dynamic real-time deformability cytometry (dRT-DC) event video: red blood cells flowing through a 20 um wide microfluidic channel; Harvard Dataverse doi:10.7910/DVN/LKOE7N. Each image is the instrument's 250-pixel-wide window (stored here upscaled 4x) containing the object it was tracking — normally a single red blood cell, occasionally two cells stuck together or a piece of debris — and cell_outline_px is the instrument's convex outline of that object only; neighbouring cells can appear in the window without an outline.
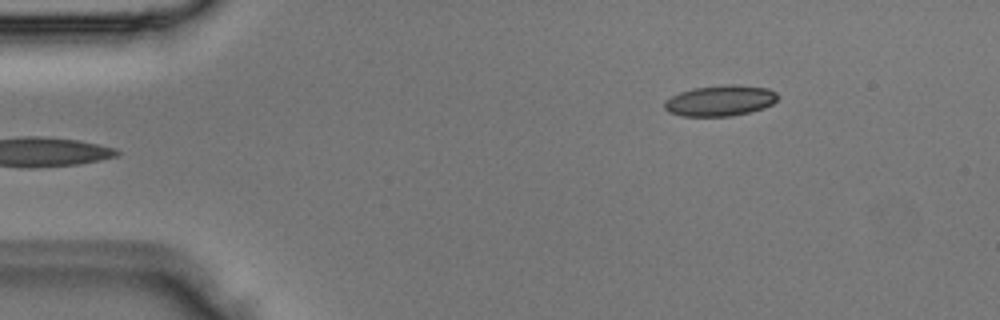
{"species": "Egyptian fruit bat (a non-hibernating species)", "species_latin": "Rousettus aegyptiacus", "temperature_condition": "room temperature", "stored_images_in_passage": 3, "camera_frame_rate_fps": 3000, "um_per_image_px": 0.085, "animal": {"sex": "male"}, "frame": {"image": 1, "passage_image": 1, "time_ms": 0.0, "image_size_px": [1000, 320], "cell_outline_px": [[780, 96], [772, 104], [764, 108], [732, 116], [680, 116], [668, 112], [664, 108], [664, 100], [680, 92], [692, 88], [724, 84], [732, 84], [768, 88], [776, 92]], "centroid_in_image_um": [61.2, 8.55], "position_along_channel_um": 23.8, "area_um2": 20.52}}